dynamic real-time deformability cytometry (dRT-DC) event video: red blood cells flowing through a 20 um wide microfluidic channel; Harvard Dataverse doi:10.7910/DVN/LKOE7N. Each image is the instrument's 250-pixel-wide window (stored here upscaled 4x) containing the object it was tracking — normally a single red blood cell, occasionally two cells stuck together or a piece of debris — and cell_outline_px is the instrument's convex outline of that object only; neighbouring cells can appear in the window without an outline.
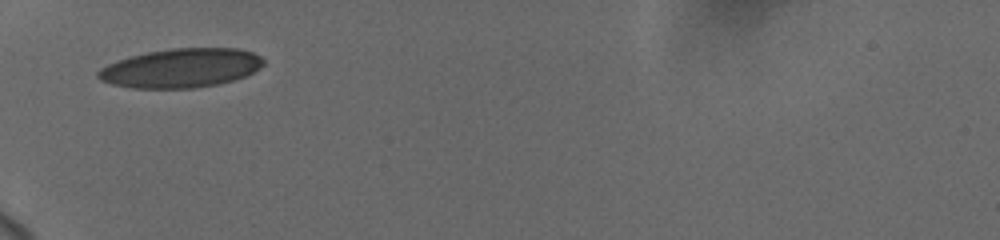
{"species": "human", "species_latin": "Homo sapiens", "temperature_condition": "cold", "stored_images_in_passage": 23, "camera_frame_rate_fps": 3000, "um_per_image_px": 0.085, "donor": {"sex": "female"}, "frame": {"image": 1, "passage_image": 1, "time_ms": 0.0, "image_size_px": [1000, 240], "cell_outline_px": [[264, 64], [260, 68], [244, 76], [232, 80], [216, 84], [192, 88], [132, 88], [112, 84], [100, 80], [96, 76], [96, 72], [100, 68], [116, 60], [148, 52], [172, 48], [240, 48], [252, 52], [260, 56], [264, 60]], "centroid_in_image_um": [15.37, 5.78], "position_along_channel_um": 69.6, "area_um2": 37.57}}
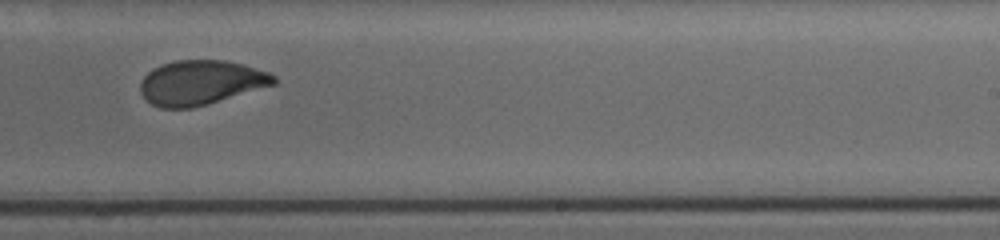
{"frame": {"image": 2, "passage_image": 14, "time_ms": 5.667, "image_size_px": [1000, 240], "cell_outline_px": [[276, 84], [208, 104], [192, 108], [160, 108], [152, 104], [140, 92], [140, 84], [144, 76], [152, 68], [160, 64], [176, 60], [224, 60], [244, 64], [268, 72], [276, 76]], "centroid_in_image_um": [17.07, 7.01], "position_along_channel_um": 271.9, "area_um2": 34.74}}
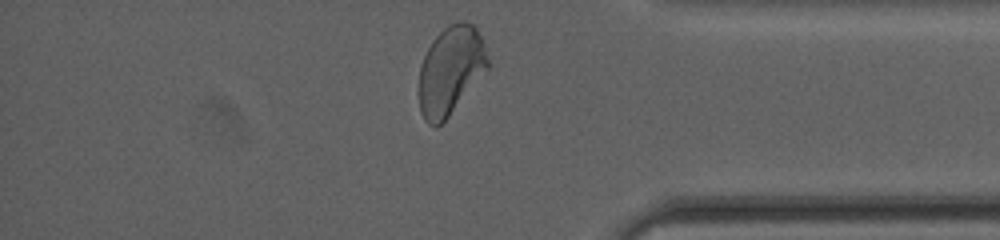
{"frame": {"image": 3, "passage_image": 23, "time_ms": 9.333, "image_size_px": [1000, 240], "cell_outline_px": [[492, 64], [448, 116], [436, 128], [428, 124], [424, 120], [420, 112], [420, 64], [432, 40], [448, 24], [460, 20], [464, 20], [476, 24]], "centroid_in_image_um": [38.33, 5.94], "position_along_channel_um": 396.9, "area_um2": 35.66}, "authors_computed_cell_mechanics": {"area_um2": 35.547, "velocity_mm_per_s": 3.6842, "shape_relaxation_time_tau1_ms": 6.2419, "shape_relaxation_time_tau2_ms": 0.8676, "deformation_change_tau1": 0.1646, "deformation_change_tau2": 0.0449}}